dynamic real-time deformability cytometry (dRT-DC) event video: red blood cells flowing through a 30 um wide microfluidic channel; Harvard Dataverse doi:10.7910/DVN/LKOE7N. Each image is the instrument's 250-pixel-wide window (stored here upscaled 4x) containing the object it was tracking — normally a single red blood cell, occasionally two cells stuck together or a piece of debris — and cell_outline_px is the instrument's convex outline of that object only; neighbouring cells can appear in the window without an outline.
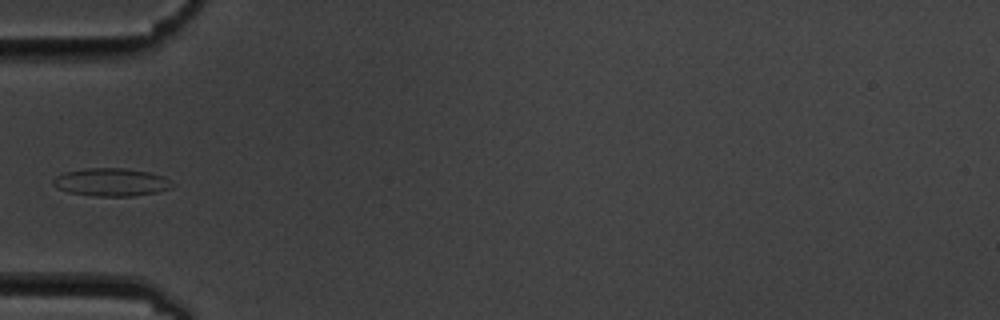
{"species": "common noctule bat (a hibernating species)", "species_latin": "Nyctalus noctula", "temperature_condition": "cold", "stored_images_in_passage": 4, "camera_frame_rate_fps": 3000, "um_per_image_px": 0.085, "animal": {"sex": "male", "body_mass_g": 19.5, "forearm_length_mm": 54.6}, "frame": {"image": 1, "passage_image": 4, "time_ms": 4.333, "image_size_px": [1000, 320], "cell_outline_px": [[176, 184], [172, 188], [156, 192], [132, 196], [96, 196], [68, 192], [56, 188], [52, 184], [52, 180], [56, 176], [64, 172], [88, 168], [124, 168], [148, 172], [160, 176]], "centroid_in_image_um": [9.42, 15.49], "position_along_channel_um": 75.6, "area_um2": 19.31}}